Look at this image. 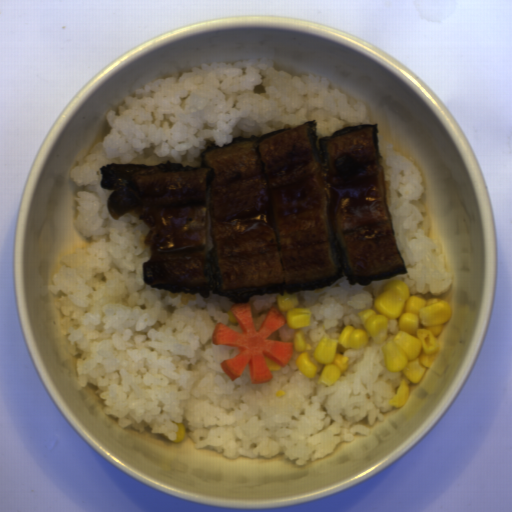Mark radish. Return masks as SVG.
Segmentation results:
<instances>
[{"label":"radish","mask_w":512,"mask_h":512,"mask_svg":"<svg viewBox=\"0 0 512 512\" xmlns=\"http://www.w3.org/2000/svg\"><path fill=\"white\" fill-rule=\"evenodd\" d=\"M243 332L225 324H216L211 340L217 346L237 347L239 353L221 361L220 368L232 381L240 377L248 364L251 384L272 381L274 376L264 356L285 368L294 355L295 342L273 341L267 338L287 321L274 306L266 314L259 330L255 329L251 302H239L230 308Z\"/></svg>","instance_id":"1"}]
</instances>
